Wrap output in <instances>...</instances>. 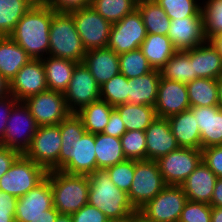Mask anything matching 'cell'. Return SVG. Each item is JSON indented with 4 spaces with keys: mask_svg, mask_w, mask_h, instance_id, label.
I'll use <instances>...</instances> for the list:
<instances>
[{
    "mask_svg": "<svg viewBox=\"0 0 222 222\" xmlns=\"http://www.w3.org/2000/svg\"><path fill=\"white\" fill-rule=\"evenodd\" d=\"M58 125L62 138L59 170L77 175L94 173L97 170L95 134L85 130L76 113H70Z\"/></svg>",
    "mask_w": 222,
    "mask_h": 222,
    "instance_id": "obj_1",
    "label": "cell"
},
{
    "mask_svg": "<svg viewBox=\"0 0 222 222\" xmlns=\"http://www.w3.org/2000/svg\"><path fill=\"white\" fill-rule=\"evenodd\" d=\"M52 9L43 1H37L19 20L9 35L22 47L31 59L49 56V29Z\"/></svg>",
    "mask_w": 222,
    "mask_h": 222,
    "instance_id": "obj_2",
    "label": "cell"
},
{
    "mask_svg": "<svg viewBox=\"0 0 222 222\" xmlns=\"http://www.w3.org/2000/svg\"><path fill=\"white\" fill-rule=\"evenodd\" d=\"M88 177V204L98 208L108 219H120L135 211L128 194L115 186L105 169H97Z\"/></svg>",
    "mask_w": 222,
    "mask_h": 222,
    "instance_id": "obj_3",
    "label": "cell"
},
{
    "mask_svg": "<svg viewBox=\"0 0 222 222\" xmlns=\"http://www.w3.org/2000/svg\"><path fill=\"white\" fill-rule=\"evenodd\" d=\"M46 177L51 185L53 206L59 214L71 215L88 204V175L53 170L48 171Z\"/></svg>",
    "mask_w": 222,
    "mask_h": 222,
    "instance_id": "obj_4",
    "label": "cell"
},
{
    "mask_svg": "<svg viewBox=\"0 0 222 222\" xmlns=\"http://www.w3.org/2000/svg\"><path fill=\"white\" fill-rule=\"evenodd\" d=\"M86 50L76 30L73 17L69 13H56L52 10L49 29V56L83 62Z\"/></svg>",
    "mask_w": 222,
    "mask_h": 222,
    "instance_id": "obj_5",
    "label": "cell"
},
{
    "mask_svg": "<svg viewBox=\"0 0 222 222\" xmlns=\"http://www.w3.org/2000/svg\"><path fill=\"white\" fill-rule=\"evenodd\" d=\"M47 173L41 165L21 154L0 178V191L19 198L40 184Z\"/></svg>",
    "mask_w": 222,
    "mask_h": 222,
    "instance_id": "obj_6",
    "label": "cell"
},
{
    "mask_svg": "<svg viewBox=\"0 0 222 222\" xmlns=\"http://www.w3.org/2000/svg\"><path fill=\"white\" fill-rule=\"evenodd\" d=\"M166 186L155 160H136L133 181L127 193L129 201L135 210H139Z\"/></svg>",
    "mask_w": 222,
    "mask_h": 222,
    "instance_id": "obj_7",
    "label": "cell"
},
{
    "mask_svg": "<svg viewBox=\"0 0 222 222\" xmlns=\"http://www.w3.org/2000/svg\"><path fill=\"white\" fill-rule=\"evenodd\" d=\"M61 144L62 138L58 124L39 126L24 155L47 171L59 170Z\"/></svg>",
    "mask_w": 222,
    "mask_h": 222,
    "instance_id": "obj_8",
    "label": "cell"
},
{
    "mask_svg": "<svg viewBox=\"0 0 222 222\" xmlns=\"http://www.w3.org/2000/svg\"><path fill=\"white\" fill-rule=\"evenodd\" d=\"M76 30L86 51L106 48L112 23L105 20L92 6L71 11Z\"/></svg>",
    "mask_w": 222,
    "mask_h": 222,
    "instance_id": "obj_9",
    "label": "cell"
},
{
    "mask_svg": "<svg viewBox=\"0 0 222 222\" xmlns=\"http://www.w3.org/2000/svg\"><path fill=\"white\" fill-rule=\"evenodd\" d=\"M37 127L29 108L23 101H19L10 113L0 146L11 148L24 154L30 147Z\"/></svg>",
    "mask_w": 222,
    "mask_h": 222,
    "instance_id": "obj_10",
    "label": "cell"
},
{
    "mask_svg": "<svg viewBox=\"0 0 222 222\" xmlns=\"http://www.w3.org/2000/svg\"><path fill=\"white\" fill-rule=\"evenodd\" d=\"M187 201L181 185H167L139 211L155 222H178Z\"/></svg>",
    "mask_w": 222,
    "mask_h": 222,
    "instance_id": "obj_11",
    "label": "cell"
},
{
    "mask_svg": "<svg viewBox=\"0 0 222 222\" xmlns=\"http://www.w3.org/2000/svg\"><path fill=\"white\" fill-rule=\"evenodd\" d=\"M37 126L57 125L71 112L62 92L46 90L29 96L24 101Z\"/></svg>",
    "mask_w": 222,
    "mask_h": 222,
    "instance_id": "obj_12",
    "label": "cell"
},
{
    "mask_svg": "<svg viewBox=\"0 0 222 222\" xmlns=\"http://www.w3.org/2000/svg\"><path fill=\"white\" fill-rule=\"evenodd\" d=\"M146 36L147 32L142 16L136 8L120 21L112 24L107 47L116 54L130 52L140 48Z\"/></svg>",
    "mask_w": 222,
    "mask_h": 222,
    "instance_id": "obj_13",
    "label": "cell"
},
{
    "mask_svg": "<svg viewBox=\"0 0 222 222\" xmlns=\"http://www.w3.org/2000/svg\"><path fill=\"white\" fill-rule=\"evenodd\" d=\"M201 161V150L183 147L156 160L167 185H181Z\"/></svg>",
    "mask_w": 222,
    "mask_h": 222,
    "instance_id": "obj_14",
    "label": "cell"
},
{
    "mask_svg": "<svg viewBox=\"0 0 222 222\" xmlns=\"http://www.w3.org/2000/svg\"><path fill=\"white\" fill-rule=\"evenodd\" d=\"M100 88L83 62L77 63L72 79L63 93L69 111L76 113L84 106L98 101L100 99Z\"/></svg>",
    "mask_w": 222,
    "mask_h": 222,
    "instance_id": "obj_15",
    "label": "cell"
},
{
    "mask_svg": "<svg viewBox=\"0 0 222 222\" xmlns=\"http://www.w3.org/2000/svg\"><path fill=\"white\" fill-rule=\"evenodd\" d=\"M48 90L42 59H31L9 83V93L18 101Z\"/></svg>",
    "mask_w": 222,
    "mask_h": 222,
    "instance_id": "obj_16",
    "label": "cell"
},
{
    "mask_svg": "<svg viewBox=\"0 0 222 222\" xmlns=\"http://www.w3.org/2000/svg\"><path fill=\"white\" fill-rule=\"evenodd\" d=\"M53 194L49 179L46 177L27 194L18 198L16 203L15 222H30L45 211L53 208Z\"/></svg>",
    "mask_w": 222,
    "mask_h": 222,
    "instance_id": "obj_17",
    "label": "cell"
},
{
    "mask_svg": "<svg viewBox=\"0 0 222 222\" xmlns=\"http://www.w3.org/2000/svg\"><path fill=\"white\" fill-rule=\"evenodd\" d=\"M157 117L169 118L190 108L186 84L160 78L155 102Z\"/></svg>",
    "mask_w": 222,
    "mask_h": 222,
    "instance_id": "obj_18",
    "label": "cell"
},
{
    "mask_svg": "<svg viewBox=\"0 0 222 222\" xmlns=\"http://www.w3.org/2000/svg\"><path fill=\"white\" fill-rule=\"evenodd\" d=\"M167 36L177 50H187L203 44V16H189L171 20Z\"/></svg>",
    "mask_w": 222,
    "mask_h": 222,
    "instance_id": "obj_19",
    "label": "cell"
},
{
    "mask_svg": "<svg viewBox=\"0 0 222 222\" xmlns=\"http://www.w3.org/2000/svg\"><path fill=\"white\" fill-rule=\"evenodd\" d=\"M146 135V159L157 160L180 148L172 134L167 118L156 119L145 130Z\"/></svg>",
    "mask_w": 222,
    "mask_h": 222,
    "instance_id": "obj_20",
    "label": "cell"
},
{
    "mask_svg": "<svg viewBox=\"0 0 222 222\" xmlns=\"http://www.w3.org/2000/svg\"><path fill=\"white\" fill-rule=\"evenodd\" d=\"M193 80L196 78L217 79L222 75V59L217 46L209 40L191 49Z\"/></svg>",
    "mask_w": 222,
    "mask_h": 222,
    "instance_id": "obj_21",
    "label": "cell"
},
{
    "mask_svg": "<svg viewBox=\"0 0 222 222\" xmlns=\"http://www.w3.org/2000/svg\"><path fill=\"white\" fill-rule=\"evenodd\" d=\"M83 64L100 87L120 73L119 54L108 47L86 51Z\"/></svg>",
    "mask_w": 222,
    "mask_h": 222,
    "instance_id": "obj_22",
    "label": "cell"
},
{
    "mask_svg": "<svg viewBox=\"0 0 222 222\" xmlns=\"http://www.w3.org/2000/svg\"><path fill=\"white\" fill-rule=\"evenodd\" d=\"M217 176L201 161L181 184L188 201L210 205Z\"/></svg>",
    "mask_w": 222,
    "mask_h": 222,
    "instance_id": "obj_23",
    "label": "cell"
},
{
    "mask_svg": "<svg viewBox=\"0 0 222 222\" xmlns=\"http://www.w3.org/2000/svg\"><path fill=\"white\" fill-rule=\"evenodd\" d=\"M201 134V149L222 145V110L218 106L189 108Z\"/></svg>",
    "mask_w": 222,
    "mask_h": 222,
    "instance_id": "obj_24",
    "label": "cell"
},
{
    "mask_svg": "<svg viewBox=\"0 0 222 222\" xmlns=\"http://www.w3.org/2000/svg\"><path fill=\"white\" fill-rule=\"evenodd\" d=\"M167 120L180 147L201 150L200 130L190 109L170 116Z\"/></svg>",
    "mask_w": 222,
    "mask_h": 222,
    "instance_id": "obj_25",
    "label": "cell"
},
{
    "mask_svg": "<svg viewBox=\"0 0 222 222\" xmlns=\"http://www.w3.org/2000/svg\"><path fill=\"white\" fill-rule=\"evenodd\" d=\"M160 70L128 79V103L155 107L158 86L160 82Z\"/></svg>",
    "mask_w": 222,
    "mask_h": 222,
    "instance_id": "obj_26",
    "label": "cell"
},
{
    "mask_svg": "<svg viewBox=\"0 0 222 222\" xmlns=\"http://www.w3.org/2000/svg\"><path fill=\"white\" fill-rule=\"evenodd\" d=\"M31 57L10 36H0V74L8 83Z\"/></svg>",
    "mask_w": 222,
    "mask_h": 222,
    "instance_id": "obj_27",
    "label": "cell"
},
{
    "mask_svg": "<svg viewBox=\"0 0 222 222\" xmlns=\"http://www.w3.org/2000/svg\"><path fill=\"white\" fill-rule=\"evenodd\" d=\"M48 90L64 93L77 62L53 56L42 58Z\"/></svg>",
    "mask_w": 222,
    "mask_h": 222,
    "instance_id": "obj_28",
    "label": "cell"
},
{
    "mask_svg": "<svg viewBox=\"0 0 222 222\" xmlns=\"http://www.w3.org/2000/svg\"><path fill=\"white\" fill-rule=\"evenodd\" d=\"M153 69L160 70L166 62L178 51L167 35L147 34L140 46Z\"/></svg>",
    "mask_w": 222,
    "mask_h": 222,
    "instance_id": "obj_29",
    "label": "cell"
},
{
    "mask_svg": "<svg viewBox=\"0 0 222 222\" xmlns=\"http://www.w3.org/2000/svg\"><path fill=\"white\" fill-rule=\"evenodd\" d=\"M97 169H106L126 160L120 138L104 133L95 134Z\"/></svg>",
    "mask_w": 222,
    "mask_h": 222,
    "instance_id": "obj_30",
    "label": "cell"
},
{
    "mask_svg": "<svg viewBox=\"0 0 222 222\" xmlns=\"http://www.w3.org/2000/svg\"><path fill=\"white\" fill-rule=\"evenodd\" d=\"M114 109L120 114L126 131H145L157 117L155 108L147 105L125 103Z\"/></svg>",
    "mask_w": 222,
    "mask_h": 222,
    "instance_id": "obj_31",
    "label": "cell"
},
{
    "mask_svg": "<svg viewBox=\"0 0 222 222\" xmlns=\"http://www.w3.org/2000/svg\"><path fill=\"white\" fill-rule=\"evenodd\" d=\"M114 110L112 105L99 99L81 108L76 114L81 118L83 126L88 133H103L108 124L111 112Z\"/></svg>",
    "mask_w": 222,
    "mask_h": 222,
    "instance_id": "obj_32",
    "label": "cell"
},
{
    "mask_svg": "<svg viewBox=\"0 0 222 222\" xmlns=\"http://www.w3.org/2000/svg\"><path fill=\"white\" fill-rule=\"evenodd\" d=\"M147 34L167 35L171 19L164 9L155 1L147 0L137 3Z\"/></svg>",
    "mask_w": 222,
    "mask_h": 222,
    "instance_id": "obj_33",
    "label": "cell"
},
{
    "mask_svg": "<svg viewBox=\"0 0 222 222\" xmlns=\"http://www.w3.org/2000/svg\"><path fill=\"white\" fill-rule=\"evenodd\" d=\"M161 78L187 84L193 80L191 49L178 50L160 69Z\"/></svg>",
    "mask_w": 222,
    "mask_h": 222,
    "instance_id": "obj_34",
    "label": "cell"
},
{
    "mask_svg": "<svg viewBox=\"0 0 222 222\" xmlns=\"http://www.w3.org/2000/svg\"><path fill=\"white\" fill-rule=\"evenodd\" d=\"M190 107L218 106L216 79L196 78L186 84Z\"/></svg>",
    "mask_w": 222,
    "mask_h": 222,
    "instance_id": "obj_35",
    "label": "cell"
},
{
    "mask_svg": "<svg viewBox=\"0 0 222 222\" xmlns=\"http://www.w3.org/2000/svg\"><path fill=\"white\" fill-rule=\"evenodd\" d=\"M38 0H0V36H9Z\"/></svg>",
    "mask_w": 222,
    "mask_h": 222,
    "instance_id": "obj_36",
    "label": "cell"
},
{
    "mask_svg": "<svg viewBox=\"0 0 222 222\" xmlns=\"http://www.w3.org/2000/svg\"><path fill=\"white\" fill-rule=\"evenodd\" d=\"M136 0H91V6L110 23L120 21L137 8Z\"/></svg>",
    "mask_w": 222,
    "mask_h": 222,
    "instance_id": "obj_37",
    "label": "cell"
},
{
    "mask_svg": "<svg viewBox=\"0 0 222 222\" xmlns=\"http://www.w3.org/2000/svg\"><path fill=\"white\" fill-rule=\"evenodd\" d=\"M201 13L205 38L212 41L222 34V0H202Z\"/></svg>",
    "mask_w": 222,
    "mask_h": 222,
    "instance_id": "obj_38",
    "label": "cell"
},
{
    "mask_svg": "<svg viewBox=\"0 0 222 222\" xmlns=\"http://www.w3.org/2000/svg\"><path fill=\"white\" fill-rule=\"evenodd\" d=\"M120 73L132 79L153 70L140 48L119 54Z\"/></svg>",
    "mask_w": 222,
    "mask_h": 222,
    "instance_id": "obj_39",
    "label": "cell"
},
{
    "mask_svg": "<svg viewBox=\"0 0 222 222\" xmlns=\"http://www.w3.org/2000/svg\"><path fill=\"white\" fill-rule=\"evenodd\" d=\"M100 99L114 108L128 103V78L119 73L100 88Z\"/></svg>",
    "mask_w": 222,
    "mask_h": 222,
    "instance_id": "obj_40",
    "label": "cell"
},
{
    "mask_svg": "<svg viewBox=\"0 0 222 222\" xmlns=\"http://www.w3.org/2000/svg\"><path fill=\"white\" fill-rule=\"evenodd\" d=\"M171 20L202 16L201 0H155Z\"/></svg>",
    "mask_w": 222,
    "mask_h": 222,
    "instance_id": "obj_41",
    "label": "cell"
},
{
    "mask_svg": "<svg viewBox=\"0 0 222 222\" xmlns=\"http://www.w3.org/2000/svg\"><path fill=\"white\" fill-rule=\"evenodd\" d=\"M121 145L126 159L146 160L145 131H126L121 137Z\"/></svg>",
    "mask_w": 222,
    "mask_h": 222,
    "instance_id": "obj_42",
    "label": "cell"
},
{
    "mask_svg": "<svg viewBox=\"0 0 222 222\" xmlns=\"http://www.w3.org/2000/svg\"><path fill=\"white\" fill-rule=\"evenodd\" d=\"M136 160L126 159L123 162L106 168L109 178L120 190L128 193L133 181Z\"/></svg>",
    "mask_w": 222,
    "mask_h": 222,
    "instance_id": "obj_43",
    "label": "cell"
},
{
    "mask_svg": "<svg viewBox=\"0 0 222 222\" xmlns=\"http://www.w3.org/2000/svg\"><path fill=\"white\" fill-rule=\"evenodd\" d=\"M178 222H211V206L206 203L187 201Z\"/></svg>",
    "mask_w": 222,
    "mask_h": 222,
    "instance_id": "obj_44",
    "label": "cell"
},
{
    "mask_svg": "<svg viewBox=\"0 0 222 222\" xmlns=\"http://www.w3.org/2000/svg\"><path fill=\"white\" fill-rule=\"evenodd\" d=\"M202 161L217 176L222 178V145L201 149Z\"/></svg>",
    "mask_w": 222,
    "mask_h": 222,
    "instance_id": "obj_45",
    "label": "cell"
},
{
    "mask_svg": "<svg viewBox=\"0 0 222 222\" xmlns=\"http://www.w3.org/2000/svg\"><path fill=\"white\" fill-rule=\"evenodd\" d=\"M56 13H70L71 11L91 6V0H42Z\"/></svg>",
    "mask_w": 222,
    "mask_h": 222,
    "instance_id": "obj_46",
    "label": "cell"
},
{
    "mask_svg": "<svg viewBox=\"0 0 222 222\" xmlns=\"http://www.w3.org/2000/svg\"><path fill=\"white\" fill-rule=\"evenodd\" d=\"M73 222H107L108 218L98 208L89 204L71 214Z\"/></svg>",
    "mask_w": 222,
    "mask_h": 222,
    "instance_id": "obj_47",
    "label": "cell"
},
{
    "mask_svg": "<svg viewBox=\"0 0 222 222\" xmlns=\"http://www.w3.org/2000/svg\"><path fill=\"white\" fill-rule=\"evenodd\" d=\"M18 102L19 101L12 94L0 99V142L4 138L10 113Z\"/></svg>",
    "mask_w": 222,
    "mask_h": 222,
    "instance_id": "obj_48",
    "label": "cell"
},
{
    "mask_svg": "<svg viewBox=\"0 0 222 222\" xmlns=\"http://www.w3.org/2000/svg\"><path fill=\"white\" fill-rule=\"evenodd\" d=\"M125 132L126 128L120 114L114 109L111 112L108 124L105 126L103 133L112 137L120 138Z\"/></svg>",
    "mask_w": 222,
    "mask_h": 222,
    "instance_id": "obj_49",
    "label": "cell"
},
{
    "mask_svg": "<svg viewBox=\"0 0 222 222\" xmlns=\"http://www.w3.org/2000/svg\"><path fill=\"white\" fill-rule=\"evenodd\" d=\"M20 155L21 153L17 150L0 146V178L9 170Z\"/></svg>",
    "mask_w": 222,
    "mask_h": 222,
    "instance_id": "obj_50",
    "label": "cell"
},
{
    "mask_svg": "<svg viewBox=\"0 0 222 222\" xmlns=\"http://www.w3.org/2000/svg\"><path fill=\"white\" fill-rule=\"evenodd\" d=\"M18 198L15 196L0 191V210L2 211H16V203Z\"/></svg>",
    "mask_w": 222,
    "mask_h": 222,
    "instance_id": "obj_51",
    "label": "cell"
},
{
    "mask_svg": "<svg viewBox=\"0 0 222 222\" xmlns=\"http://www.w3.org/2000/svg\"><path fill=\"white\" fill-rule=\"evenodd\" d=\"M210 206L222 208V178L216 180Z\"/></svg>",
    "mask_w": 222,
    "mask_h": 222,
    "instance_id": "obj_52",
    "label": "cell"
},
{
    "mask_svg": "<svg viewBox=\"0 0 222 222\" xmlns=\"http://www.w3.org/2000/svg\"><path fill=\"white\" fill-rule=\"evenodd\" d=\"M59 212L53 207L45 211L44 215L38 216L37 218L32 219L30 222H55Z\"/></svg>",
    "mask_w": 222,
    "mask_h": 222,
    "instance_id": "obj_53",
    "label": "cell"
},
{
    "mask_svg": "<svg viewBox=\"0 0 222 222\" xmlns=\"http://www.w3.org/2000/svg\"><path fill=\"white\" fill-rule=\"evenodd\" d=\"M130 222H155L149 218H147L143 213H141L139 210H135L130 215Z\"/></svg>",
    "mask_w": 222,
    "mask_h": 222,
    "instance_id": "obj_54",
    "label": "cell"
},
{
    "mask_svg": "<svg viewBox=\"0 0 222 222\" xmlns=\"http://www.w3.org/2000/svg\"><path fill=\"white\" fill-rule=\"evenodd\" d=\"M9 93V83L7 80L0 74V99L8 96Z\"/></svg>",
    "mask_w": 222,
    "mask_h": 222,
    "instance_id": "obj_55",
    "label": "cell"
},
{
    "mask_svg": "<svg viewBox=\"0 0 222 222\" xmlns=\"http://www.w3.org/2000/svg\"><path fill=\"white\" fill-rule=\"evenodd\" d=\"M16 211H2L0 210V222H15Z\"/></svg>",
    "mask_w": 222,
    "mask_h": 222,
    "instance_id": "obj_56",
    "label": "cell"
},
{
    "mask_svg": "<svg viewBox=\"0 0 222 222\" xmlns=\"http://www.w3.org/2000/svg\"><path fill=\"white\" fill-rule=\"evenodd\" d=\"M211 222H222V208L211 207Z\"/></svg>",
    "mask_w": 222,
    "mask_h": 222,
    "instance_id": "obj_57",
    "label": "cell"
},
{
    "mask_svg": "<svg viewBox=\"0 0 222 222\" xmlns=\"http://www.w3.org/2000/svg\"><path fill=\"white\" fill-rule=\"evenodd\" d=\"M218 89V107L222 110V75L216 79Z\"/></svg>",
    "mask_w": 222,
    "mask_h": 222,
    "instance_id": "obj_58",
    "label": "cell"
},
{
    "mask_svg": "<svg viewBox=\"0 0 222 222\" xmlns=\"http://www.w3.org/2000/svg\"><path fill=\"white\" fill-rule=\"evenodd\" d=\"M55 222H73V220L69 214H59Z\"/></svg>",
    "mask_w": 222,
    "mask_h": 222,
    "instance_id": "obj_59",
    "label": "cell"
},
{
    "mask_svg": "<svg viewBox=\"0 0 222 222\" xmlns=\"http://www.w3.org/2000/svg\"><path fill=\"white\" fill-rule=\"evenodd\" d=\"M212 42L217 46L220 51L221 59H222V34L215 37Z\"/></svg>",
    "mask_w": 222,
    "mask_h": 222,
    "instance_id": "obj_60",
    "label": "cell"
},
{
    "mask_svg": "<svg viewBox=\"0 0 222 222\" xmlns=\"http://www.w3.org/2000/svg\"><path fill=\"white\" fill-rule=\"evenodd\" d=\"M107 222H130V215L120 219H108Z\"/></svg>",
    "mask_w": 222,
    "mask_h": 222,
    "instance_id": "obj_61",
    "label": "cell"
}]
</instances>
